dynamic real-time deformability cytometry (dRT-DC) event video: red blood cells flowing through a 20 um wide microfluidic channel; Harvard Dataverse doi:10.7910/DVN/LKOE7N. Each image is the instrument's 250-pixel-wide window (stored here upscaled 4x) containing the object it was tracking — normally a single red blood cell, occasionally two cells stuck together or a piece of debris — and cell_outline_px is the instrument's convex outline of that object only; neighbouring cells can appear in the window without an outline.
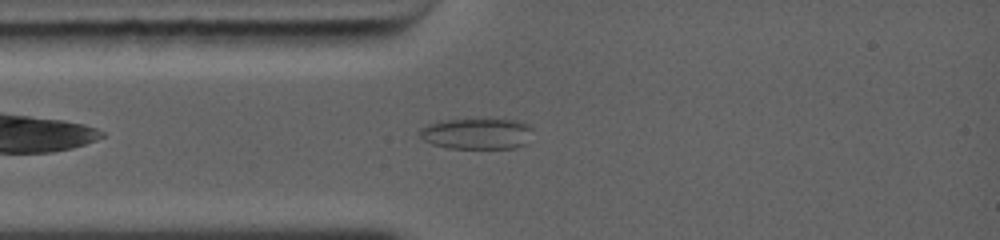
{"species": "common noctule bat (a hibernating species)", "species_latin": "Nyctalus noctula", "temperature_condition": "warm", "stored_images_in_passage": 11, "camera_frame_rate_fps": 5000, "um_per_image_px": 0.085, "animal": {"sex": "female", "body_mass_g": 19.0, "forearm_length_mm": 56.7}, "frame": {"image": 1, "passage_image": 2, "time_ms": 0.4, "image_size_px": [1000, 240], "cell_outline_px": [[532, 128], [528, 144], [516, 148], [448, 148], [432, 144], [424, 140], [420, 136], [420, 128], [428, 124], [440, 120], [524, 120]], "centroid_in_image_um": [40.57, 11.37], "position_along_channel_um": 44.4, "area_um2": 20.52}}
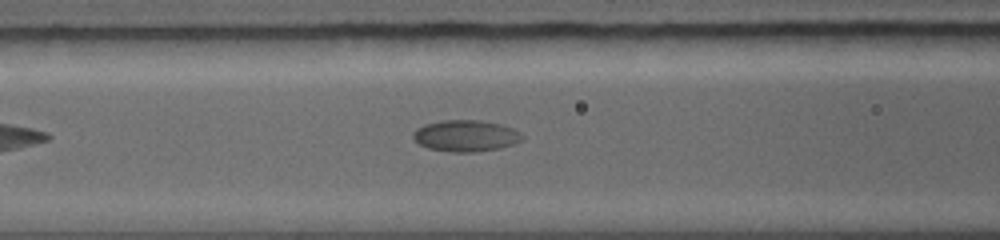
{"frame": {"image": 2, "passage_image": 7, "time_ms": 2.4, "image_size_px": [1000, 240], "cell_outline_px": [[524, 140], [500, 148], [476, 152], [448, 152], [428, 148], [420, 144], [412, 136], [412, 132], [416, 128], [424, 124], [440, 120], [480, 120], [500, 124], [512, 128], [520, 132], [524, 136]], "centroid_in_image_um": [39.58, 11.54], "position_along_channel_um": 127.0, "area_um2": 20.17}}
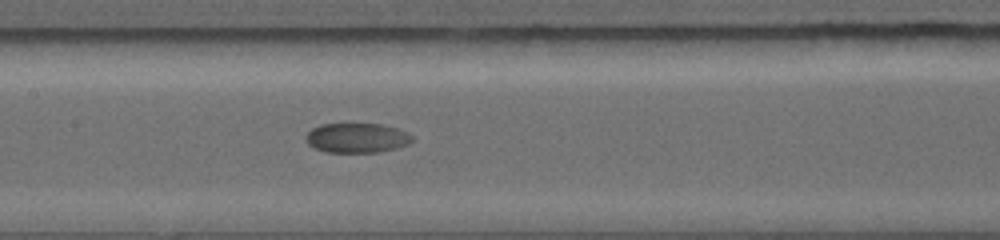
{"frame": {"image": 3, "passage_image": 10, "time_ms": 3.6, "image_size_px": [1000, 240], "cell_outline_px": [[416, 140], [408, 144], [396, 148], [380, 152], [324, 152], [308, 144], [304, 140], [304, 136], [312, 128], [320, 124], [380, 124], [396, 128], [408, 132]], "centroid_in_image_um": [30.33, 11.72], "position_along_channel_um": 177.1, "area_um2": 18.55}}